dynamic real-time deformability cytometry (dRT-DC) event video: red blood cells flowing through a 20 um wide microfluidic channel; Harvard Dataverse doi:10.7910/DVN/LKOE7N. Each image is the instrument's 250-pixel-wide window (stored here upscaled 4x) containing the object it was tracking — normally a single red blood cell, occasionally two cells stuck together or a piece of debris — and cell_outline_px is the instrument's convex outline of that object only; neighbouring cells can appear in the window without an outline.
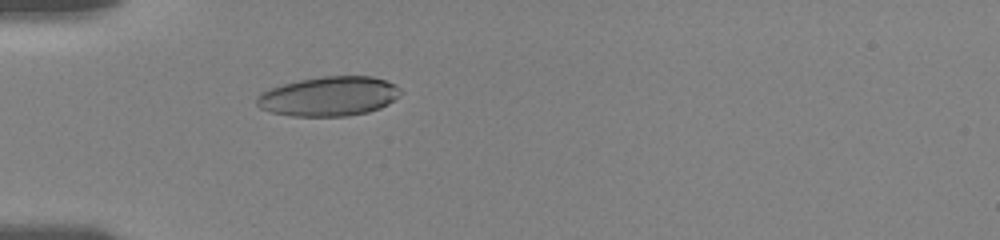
{"species": "human", "species_latin": "Homo sapiens", "temperature_condition": "room temperature", "stored_images_in_passage": 58, "camera_frame_rate_fps": 3000, "um_per_image_px": 0.085, "donor": {"sex": "female"}, "frame": {"image": 1, "passage_image": 1, "time_ms": 0.0, "image_size_px": [1000, 240], "cell_outline_px": [[404, 92], [400, 96], [388, 104], [380, 108], [368, 112], [348, 116], [292, 116], [272, 112], [260, 108], [256, 104], [256, 96], [260, 92], [284, 84], [300, 80], [324, 76], [372, 76], [384, 80], [400, 88]], "centroid_in_image_um": [27.97, 8.19], "position_along_channel_um": 57.0, "area_um2": 33.12}}
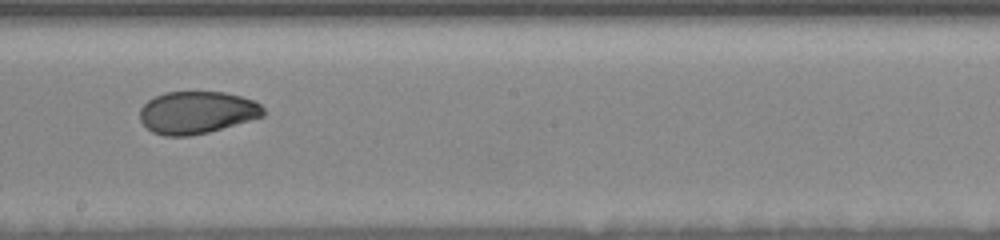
{"frame": {"image": 2, "passage_image": 23, "time_ms": 5.0, "image_size_px": [1000, 240], "cell_outline_px": [[264, 116], [208, 132], [188, 136], [164, 136], [152, 132], [140, 120], [140, 108], [148, 100], [164, 92], [224, 92], [240, 96], [252, 100], [260, 104], [264, 108]], "centroid_in_image_um": [16.72, 9.56], "position_along_channel_um": 231.5, "area_um2": 30.35}}
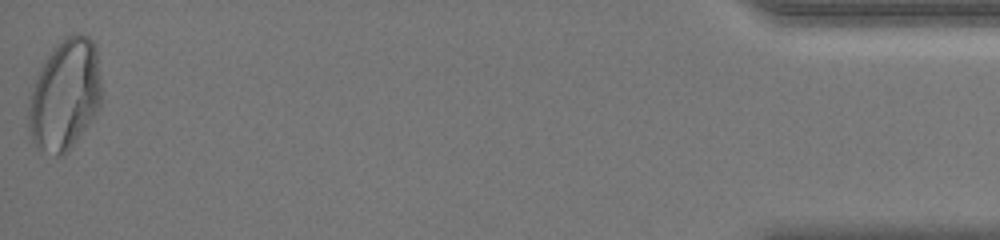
{"frame": {"image": 3, "passage_image": 57, "time_ms": 12.667, "image_size_px": [1000, 240], "cell_outline_px": [[100, 104], [68, 152], [64, 156], [56, 156], [36, 148], [32, 140], [28, 124], [28, 108], [32, 92], [36, 80], [52, 48], [64, 36], [76, 32], [80, 32], [88, 36], [92, 40], [96, 48], [100, 80]], "centroid_in_image_um": [5.51, 8.05], "position_along_channel_um": 429.7, "area_um2": 46.53}, "authors_computed_cell_mechanics": {"area_um2": 31.8767, "velocity_mm_per_s": 3.6631, "shape_relaxation_time_tau1_ms": 7.3531, "shape_relaxation_time_tau2_ms": 1.1506, "deformation_change_tau1": 0.187, "deformation_change_tau2": 0.0449}}